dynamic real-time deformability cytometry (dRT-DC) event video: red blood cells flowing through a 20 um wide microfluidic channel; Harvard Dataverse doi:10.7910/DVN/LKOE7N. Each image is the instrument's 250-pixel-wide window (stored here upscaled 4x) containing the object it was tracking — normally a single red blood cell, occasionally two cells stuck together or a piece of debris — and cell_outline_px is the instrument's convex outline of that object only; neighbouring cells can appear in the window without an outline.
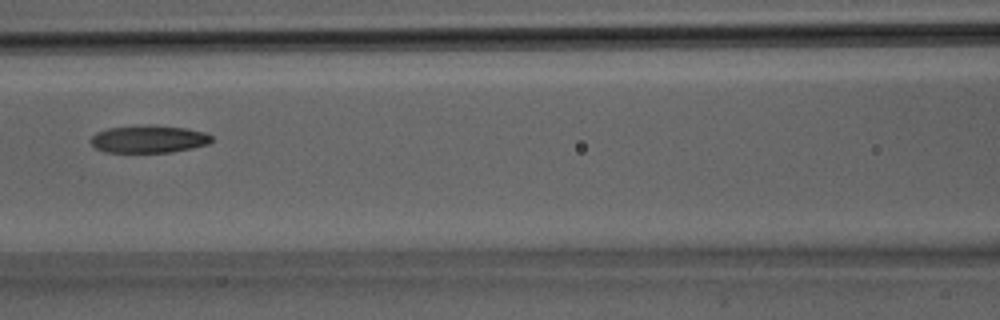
{"species": "Egyptian fruit bat (a non-hibernating species)", "species_latin": "Rousettus aegyptiacus", "temperature_condition": "room temperature", "stored_images_in_passage": 31, "camera_frame_rate_fps": 3000, "um_per_image_px": 0.085, "animal": {"sex": "male"}, "frame": {"image": 1, "passage_image": 13, "time_ms": 4.0, "image_size_px": [1000, 320], "cell_outline_px": [[212, 140], [208, 144], [192, 148], [172, 152], [104, 152], [96, 148], [88, 140], [96, 132], [108, 128], [188, 128], [204, 132], [212, 136]], "centroid_in_image_um": [12.63, 11.88], "position_along_channel_um": 154.0, "area_um2": 18.44}}
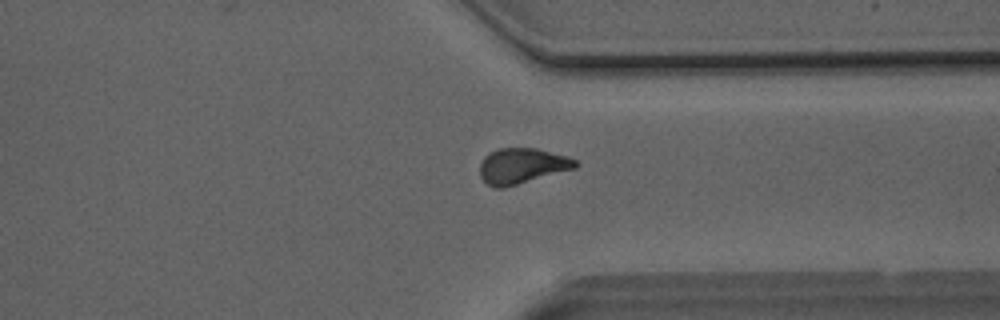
{"frame": {"image": 2, "passage_image": 23, "time_ms": 7.333, "image_size_px": [1000, 320], "cell_outline_px": [[580, 164], [576, 168], [504, 188], [492, 188], [480, 176], [480, 164], [484, 156], [488, 152], [500, 148], [536, 148], [568, 156], [576, 160]], "centroid_in_image_um": [44.37, 14.1], "position_along_channel_um": 367.0, "area_um2": 19.94}}
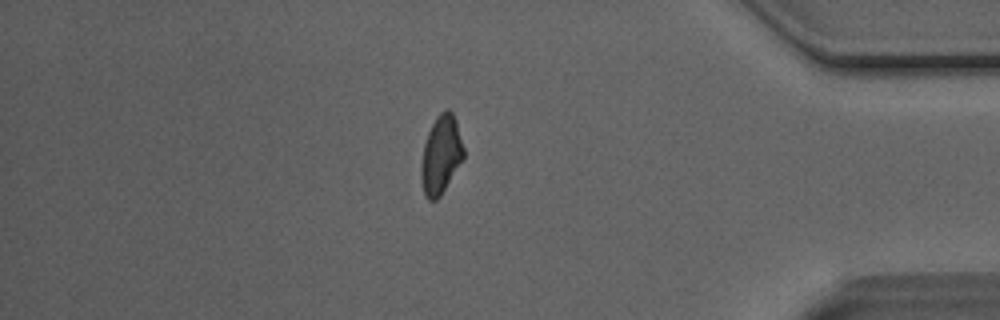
{"frame": {"image": 3, "passage_image": 26, "time_ms": 8.333, "image_size_px": [1000, 320], "cell_outline_px": [[464, 160], [440, 196], [436, 200], [428, 200], [424, 196], [420, 176], [420, 168], [424, 144], [428, 132], [436, 116], [440, 112], [448, 108], [452, 112], [464, 148]], "centroid_in_image_um": [37.47, 13.19], "position_along_channel_um": 397.7, "area_um2": 19.48}}